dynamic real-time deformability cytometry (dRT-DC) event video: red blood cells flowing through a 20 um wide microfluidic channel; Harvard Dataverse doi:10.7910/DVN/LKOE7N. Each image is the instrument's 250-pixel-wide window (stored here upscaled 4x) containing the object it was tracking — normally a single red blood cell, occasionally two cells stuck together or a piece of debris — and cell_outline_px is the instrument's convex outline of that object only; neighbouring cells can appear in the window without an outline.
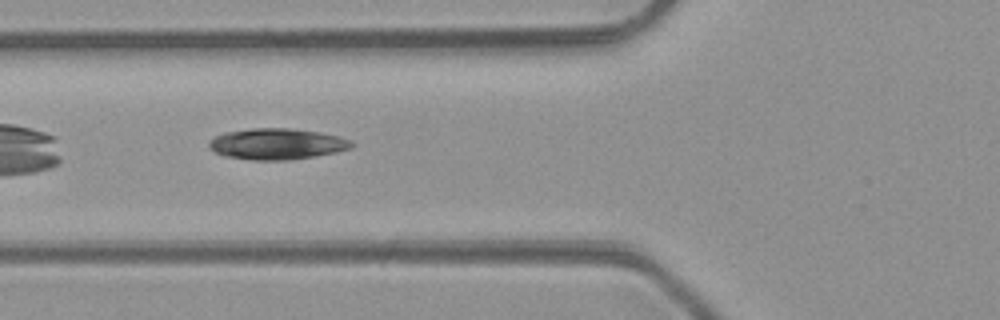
{"species": "common noctule bat (a hibernating species)", "species_latin": "Nyctalus noctula", "temperature_condition": "room temperature", "stored_images_in_passage": 6, "camera_frame_rate_fps": 3000, "um_per_image_px": 0.085, "animal": {"sex": "male", "body_mass_g": 23.1, "forearm_length_mm": 52.7}, "frame": {"image": 1, "passage_image": 5, "time_ms": 4.667, "image_size_px": [1000, 320], "cell_outline_px": [[356, 144], [352, 148], [336, 152], [316, 156], [288, 160], [252, 160], [224, 156], [212, 152], [208, 148], [208, 144], [216, 136], [224, 132], [252, 128], [292, 128], [320, 132], [340, 136], [352, 140]], "centroid_in_image_um": [23.56, 12.23], "position_along_channel_um": 102.2, "area_um2": 26.18}}
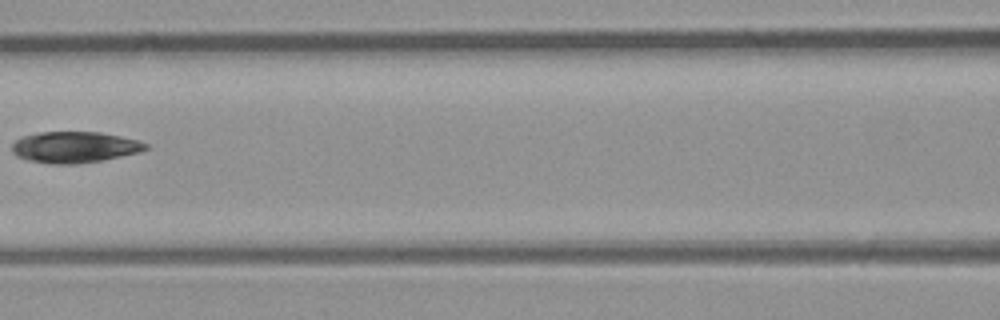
{"frame": {"image": 2, "passage_image": 6, "time_ms": 6.0, "image_size_px": [1000, 320], "cell_outline_px": [[148, 148], [140, 152], [104, 160], [76, 164], [52, 164], [28, 160], [16, 156], [12, 152], [12, 144], [16, 140], [24, 136], [40, 132], [100, 132], [120, 136], [136, 140], [148, 144]], "centroid_in_image_um": [6.34, 12.51], "position_along_channel_um": 160.3, "area_um2": 24.28}}